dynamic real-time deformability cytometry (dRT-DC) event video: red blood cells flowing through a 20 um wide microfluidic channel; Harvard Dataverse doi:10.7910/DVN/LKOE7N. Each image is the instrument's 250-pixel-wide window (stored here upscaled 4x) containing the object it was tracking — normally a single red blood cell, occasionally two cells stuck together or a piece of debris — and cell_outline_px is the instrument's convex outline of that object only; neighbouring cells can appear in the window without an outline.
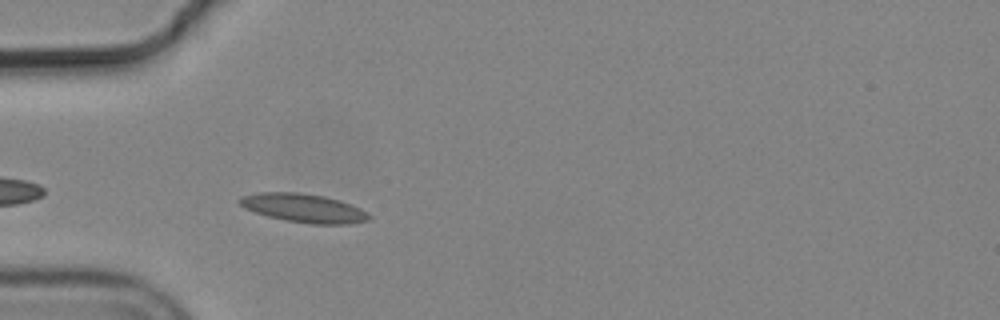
{"species": "common noctule bat (a hibernating species)", "species_latin": "Nyctalus noctula", "temperature_condition": "cold", "stored_images_in_passage": 2, "camera_frame_rate_fps": 3000, "um_per_image_px": 0.085, "animal": {"sex": "male", "body_mass_g": 19.2, "forearm_length_mm": 51.8}, "frame": {"image": 1, "passage_image": 2, "time_ms": 0.333, "image_size_px": [1000, 320], "cell_outline_px": [[372, 216], [368, 220], [352, 224], [312, 224], [284, 220], [268, 216], [244, 208], [236, 200], [240, 196], [260, 192], [300, 192], [324, 196], [340, 200], [360, 208], [368, 212]], "centroid_in_image_um": [25.82, 17.68], "position_along_channel_um": 59.2, "area_um2": 21.79}}